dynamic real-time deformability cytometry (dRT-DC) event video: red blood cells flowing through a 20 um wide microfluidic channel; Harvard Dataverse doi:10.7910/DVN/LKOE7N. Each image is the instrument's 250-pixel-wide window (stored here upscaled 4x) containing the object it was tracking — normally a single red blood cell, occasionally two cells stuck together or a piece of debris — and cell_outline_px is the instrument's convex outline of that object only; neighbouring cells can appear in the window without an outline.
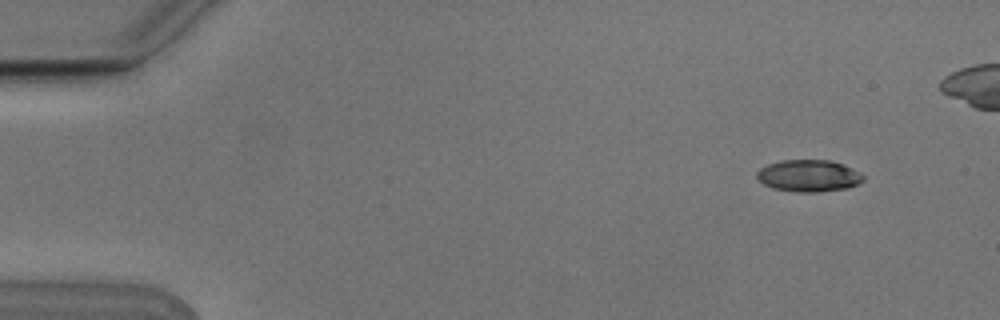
{"species": "Egyptian fruit bat (a non-hibernating species)", "species_latin": "Rousettus aegyptiacus", "temperature_condition": "cold", "stored_images_in_passage": 5, "camera_frame_rate_fps": 3000, "um_per_image_px": 0.085, "animal": {"sex": "male"}, "frame": {"image": 1, "passage_image": 1, "time_ms": 0.0, "image_size_px": [1000, 320], "cell_outline_px": [[864, 180], [848, 188], [816, 192], [800, 192], [776, 188], [764, 184], [756, 176], [756, 172], [760, 168], [768, 164], [784, 160], [832, 160], [852, 168], [860, 172], [864, 176]], "centroid_in_image_um": [68.76, 14.93], "position_along_channel_um": 16.2, "area_um2": 19.59}}